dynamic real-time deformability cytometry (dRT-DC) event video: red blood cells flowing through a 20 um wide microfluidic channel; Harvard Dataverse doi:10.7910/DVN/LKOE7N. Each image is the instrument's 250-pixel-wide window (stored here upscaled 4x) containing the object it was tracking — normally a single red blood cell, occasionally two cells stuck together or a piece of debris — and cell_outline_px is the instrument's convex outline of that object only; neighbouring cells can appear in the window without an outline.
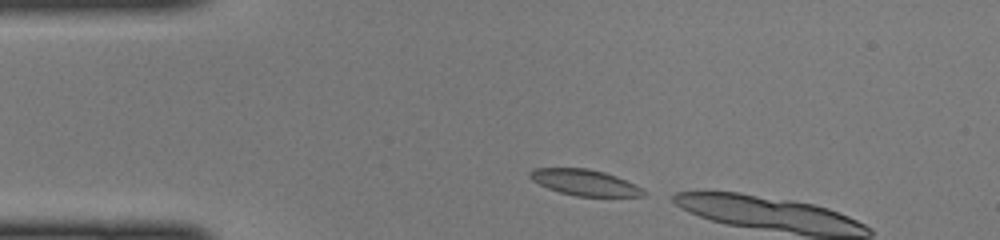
{"species": "common noctule bat (a hibernating species)", "species_latin": "Nyctalus noctula", "temperature_condition": "cold", "stored_images_in_passage": 4, "camera_frame_rate_fps": 3000, "um_per_image_px": 0.085, "animal": {"sex": "female", "body_mass_g": 22.0, "forearm_length_mm": 56.7}, "frame": {"image": 1, "passage_image": 1, "time_ms": 0.0, "image_size_px": [1000, 240], "cell_outline_px": [[648, 192], [644, 196], [576, 196], [560, 192], [548, 188], [532, 180], [528, 176], [528, 172], [532, 168], [588, 168], [604, 172], [616, 176], [636, 184], [644, 188]], "centroid_in_image_um": [49.73, 15.51], "position_along_channel_um": 35.3, "area_um2": 17.34}}